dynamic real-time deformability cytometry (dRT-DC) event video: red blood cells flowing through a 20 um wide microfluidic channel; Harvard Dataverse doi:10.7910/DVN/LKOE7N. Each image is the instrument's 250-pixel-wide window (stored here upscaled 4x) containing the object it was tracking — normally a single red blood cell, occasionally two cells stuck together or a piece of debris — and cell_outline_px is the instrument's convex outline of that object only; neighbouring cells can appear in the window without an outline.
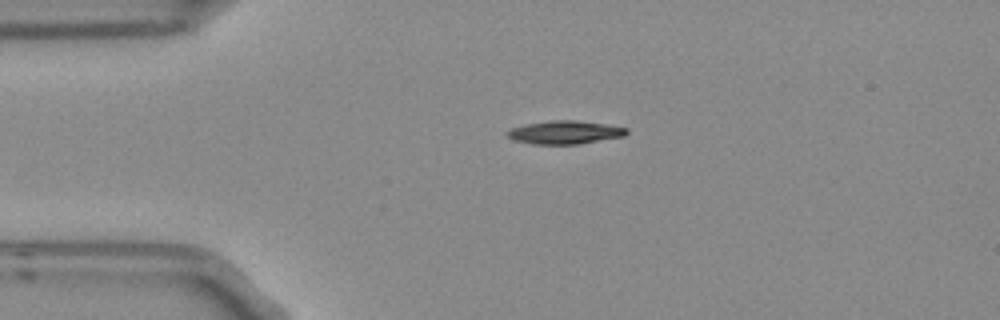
{"species": "Egyptian fruit bat (a non-hibernating species)", "species_latin": "Rousettus aegyptiacus", "temperature_condition": "room temperature", "stored_images_in_passage": 4, "camera_frame_rate_fps": 3000, "um_per_image_px": 0.085, "frame": {"image": 1, "passage_image": 3, "time_ms": 0.667, "image_size_px": [1000, 320], "cell_outline_px": [[628, 132], [624, 136], [580, 144], [532, 144], [512, 140], [504, 132], [512, 128], [524, 124], [552, 120], [572, 120], [604, 124], [628, 128]], "centroid_in_image_um": [47.98, 11.25], "position_along_channel_um": 37.0, "area_um2": 16.18}}